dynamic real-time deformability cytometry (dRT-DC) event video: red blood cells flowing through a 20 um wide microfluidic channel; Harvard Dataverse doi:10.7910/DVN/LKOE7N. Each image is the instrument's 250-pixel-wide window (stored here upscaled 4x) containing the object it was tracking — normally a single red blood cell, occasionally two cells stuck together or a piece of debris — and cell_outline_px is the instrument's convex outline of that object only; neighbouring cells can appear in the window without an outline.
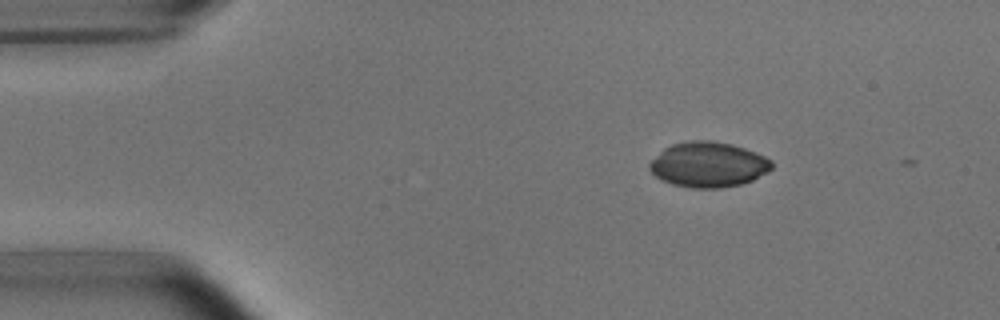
{"species": "common noctule bat (a hibernating species)", "species_latin": "Nyctalus noctula", "temperature_condition": "room temperature", "stored_images_in_passage": 3, "camera_frame_rate_fps": 3000, "um_per_image_px": 0.085, "animal": {"sex": "male", "body_mass_g": 15.6}, "frame": {"image": 1, "passage_image": 1, "time_ms": 0.0, "image_size_px": [1000, 320], "cell_outline_px": [[772, 168], [768, 172], [752, 180], [740, 184], [720, 188], [692, 188], [672, 184], [656, 176], [648, 168], [648, 164], [664, 148], [672, 144], [688, 140], [712, 140], [732, 144], [756, 152], [772, 160]], "centroid_in_image_um": [60.21, 13.98], "position_along_channel_um": 24.8, "area_um2": 32.19}}